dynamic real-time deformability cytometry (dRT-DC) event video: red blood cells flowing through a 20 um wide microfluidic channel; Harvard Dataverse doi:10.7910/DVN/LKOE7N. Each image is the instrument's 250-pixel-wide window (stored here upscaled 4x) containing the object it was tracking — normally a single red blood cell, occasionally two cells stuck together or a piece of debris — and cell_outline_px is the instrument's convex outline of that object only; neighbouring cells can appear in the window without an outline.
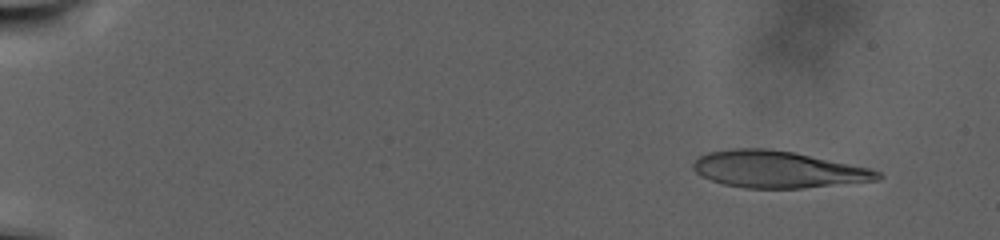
{"species": "human", "species_latin": "Homo sapiens", "temperature_condition": "warm", "stored_images_in_passage": 104, "camera_frame_rate_fps": 3000, "um_per_image_px": 0.085, "donor": {"sex": "male"}, "frame": {"image": 1, "passage_image": 10, "time_ms": 3.0, "image_size_px": [1000, 240], "cell_outline_px": [[884, 176], [880, 180], [804, 188], [744, 188], [724, 184], [700, 176], [692, 168], [692, 164], [700, 156], [708, 152], [732, 148], [768, 148], [796, 152], [868, 168], [880, 172]], "centroid_in_image_um": [66.11, 14.39], "position_along_channel_um": 18.9, "area_um2": 39.71}}
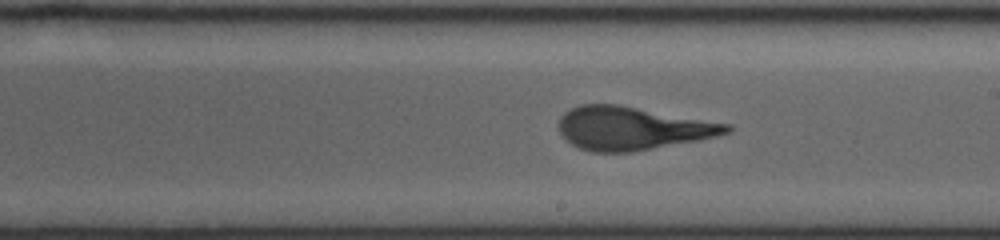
{"frame": {"image": 2, "passage_image": 64, "time_ms": 21.0, "image_size_px": [1000, 240], "cell_outline_px": [[732, 132], [716, 136], [696, 140], [632, 152], [592, 152], [580, 148], [564, 140], [560, 132], [560, 116], [564, 112], [580, 104], [620, 104], [732, 124]], "centroid_in_image_um": [53.75, 10.89], "position_along_channel_um": 235.3, "area_um2": 42.37}}
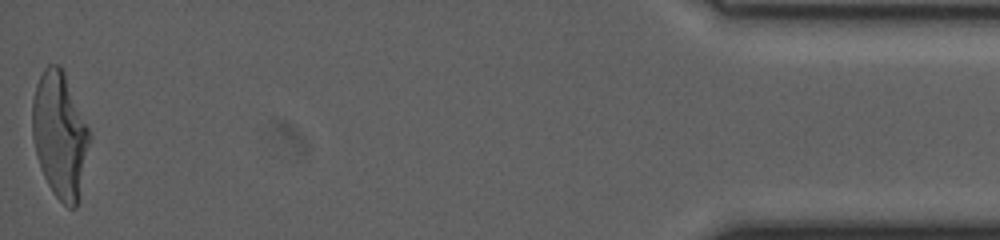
{"frame": {"image": 3, "passage_image": 104, "time_ms": 34.333, "image_size_px": [1000, 240], "cell_outline_px": [[92, 136], [80, 196], [76, 208], [68, 208], [52, 192], [40, 168], [36, 156], [32, 136], [32, 100], [36, 84], [44, 68], [48, 64], [60, 64], [64, 72]], "centroid_in_image_um": [5.09, 11.49], "position_along_channel_um": 430.1, "area_um2": 42.37}}